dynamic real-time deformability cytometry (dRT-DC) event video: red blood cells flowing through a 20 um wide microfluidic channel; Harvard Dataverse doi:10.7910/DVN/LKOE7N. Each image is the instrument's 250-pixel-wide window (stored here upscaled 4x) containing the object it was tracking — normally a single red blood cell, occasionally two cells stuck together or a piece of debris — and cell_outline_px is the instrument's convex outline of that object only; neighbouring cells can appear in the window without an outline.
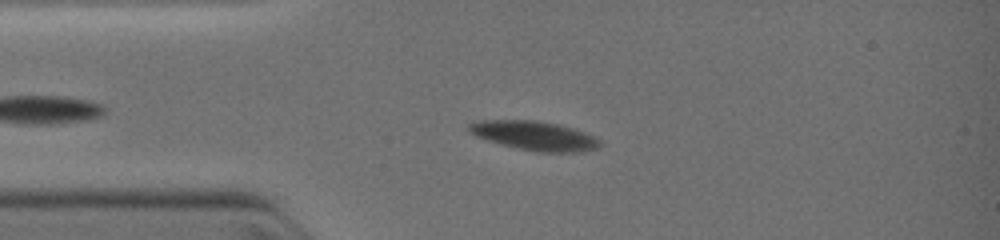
{"species": "common noctule bat (a hibernating species)", "species_latin": "Nyctalus noctula", "temperature_condition": "warm", "stored_images_in_passage": 9, "camera_frame_rate_fps": 3000, "um_per_image_px": 0.085, "animal": {"sex": "female", "body_mass_g": 19.0, "forearm_length_mm": 51.5}, "frame": {"image": 1, "passage_image": 8, "time_ms": 2.0, "image_size_px": [1000, 240], "cell_outline_px": [[600, 148], [576, 152], [536, 152], [500, 144], [476, 136], [468, 132], [468, 124], [480, 120], [536, 120], [556, 124], [572, 128], [584, 132], [600, 140]], "centroid_in_image_um": [45.4, 11.53], "position_along_channel_um": 39.6, "area_um2": 22.14}}